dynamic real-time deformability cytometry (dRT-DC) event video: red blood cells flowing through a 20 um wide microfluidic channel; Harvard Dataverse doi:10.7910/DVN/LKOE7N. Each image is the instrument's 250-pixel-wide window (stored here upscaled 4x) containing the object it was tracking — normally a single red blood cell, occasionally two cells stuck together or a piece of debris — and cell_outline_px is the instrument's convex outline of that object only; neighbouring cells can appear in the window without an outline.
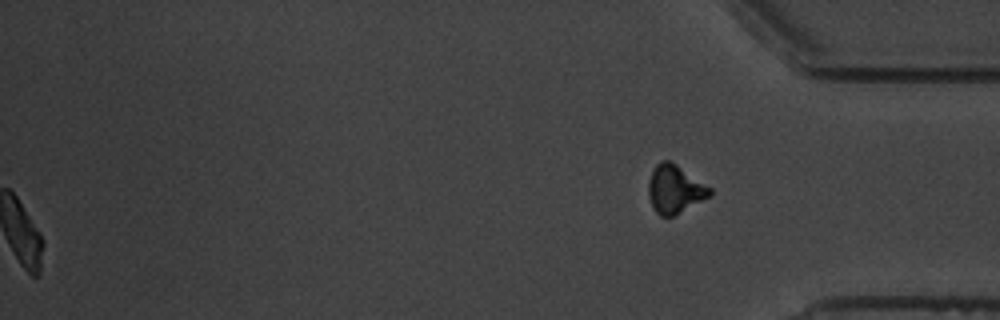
{"species": "common noctule bat (a hibernating species)", "species_latin": "Nyctalus noctula", "temperature_condition": "warm", "stored_images_in_passage": 53, "segment_of_instrument_passage": [2, 2], "camera_frame_rate_fps": 3000, "um_per_image_px": 0.085, "animal": {"sex": "male", "body_mass_g": 19.5, "forearm_length_mm": 54.6}, "frame": {"image": 1, "passage_image": 53, "time_ms": 17.333, "image_size_px": [1000, 320], "cell_outline_px": [[712, 196], [672, 216], [660, 216], [652, 208], [648, 196], [648, 180], [652, 168], [660, 160], [668, 160], [676, 164], [712, 188]], "centroid_in_image_um": [57.34, 16.07], "position_along_channel_um": 377.9, "area_um2": 17.46}}